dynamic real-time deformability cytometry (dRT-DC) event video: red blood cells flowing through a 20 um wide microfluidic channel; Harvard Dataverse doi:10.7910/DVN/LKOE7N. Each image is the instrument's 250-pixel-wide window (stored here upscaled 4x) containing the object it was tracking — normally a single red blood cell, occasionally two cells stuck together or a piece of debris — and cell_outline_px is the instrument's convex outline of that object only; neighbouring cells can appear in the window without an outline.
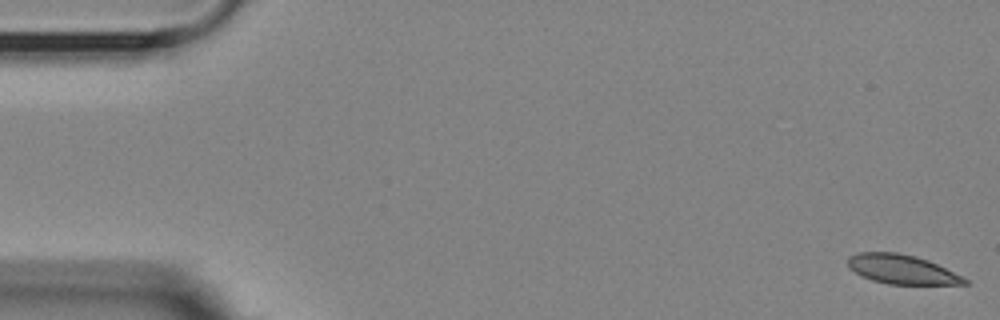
{"species": "Egyptian fruit bat (a non-hibernating species)", "species_latin": "Rousettus aegyptiacus", "temperature_condition": "room temperature", "stored_images_in_passage": 29, "camera_frame_rate_fps": 3000, "um_per_image_px": 0.085, "animal": {"sex": "female"}, "frame": {"image": 1, "passage_image": 1, "time_ms": 0.0, "image_size_px": [1000, 320], "cell_outline_px": [[968, 284], [888, 284], [872, 280], [860, 276], [848, 264], [848, 256], [860, 252], [896, 252], [916, 256], [928, 260], [968, 280]], "centroid_in_image_um": [76.62, 22.89], "position_along_channel_um": 8.4, "area_um2": 19.59}}
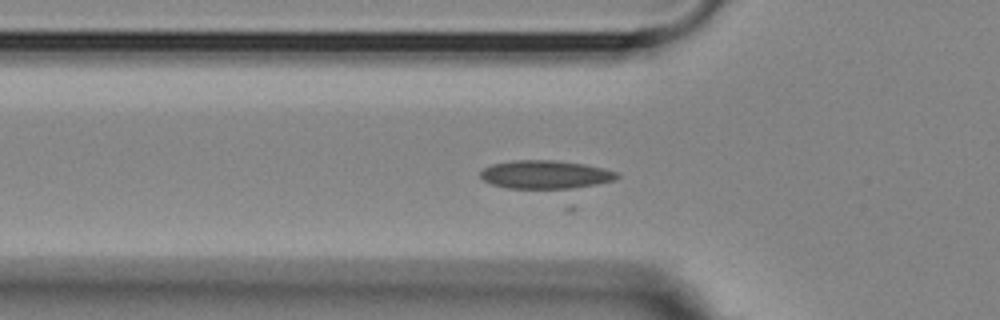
{"frame": {"image": 2, "passage_image": 18, "time_ms": 5.667, "image_size_px": [1000, 320], "cell_outline_px": [[620, 176], [616, 180], [564, 192], [508, 188], [492, 184], [484, 180], [480, 176], [480, 172], [484, 168], [492, 164], [512, 160], [556, 160], [584, 164], [616, 172]], "centroid_in_image_um": [46.4, 14.89], "position_along_channel_um": 79.4, "area_um2": 23.64}}
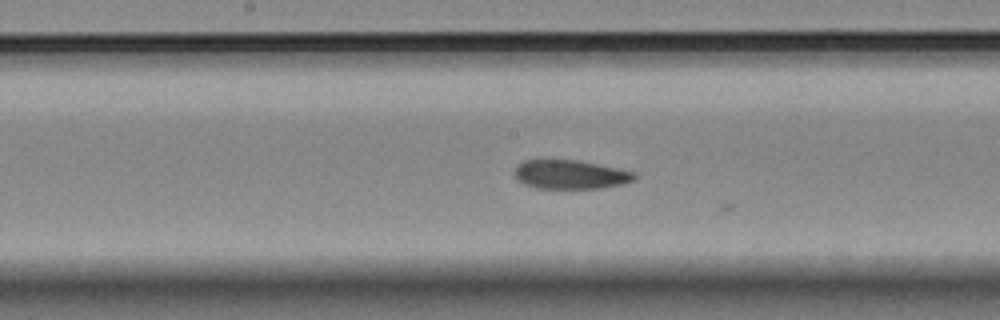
{"frame": {"image": 3, "passage_image": 28, "time_ms": 9.0, "image_size_px": [1000, 320], "cell_outline_px": [[636, 176], [632, 180], [624, 184], [600, 188], [536, 188], [524, 184], [516, 180], [516, 164], [524, 160], [540, 156], [548, 156], [576, 160], [636, 172]], "centroid_in_image_um": [48.38, 14.78], "position_along_channel_um": 199.8, "area_um2": 20.92}}